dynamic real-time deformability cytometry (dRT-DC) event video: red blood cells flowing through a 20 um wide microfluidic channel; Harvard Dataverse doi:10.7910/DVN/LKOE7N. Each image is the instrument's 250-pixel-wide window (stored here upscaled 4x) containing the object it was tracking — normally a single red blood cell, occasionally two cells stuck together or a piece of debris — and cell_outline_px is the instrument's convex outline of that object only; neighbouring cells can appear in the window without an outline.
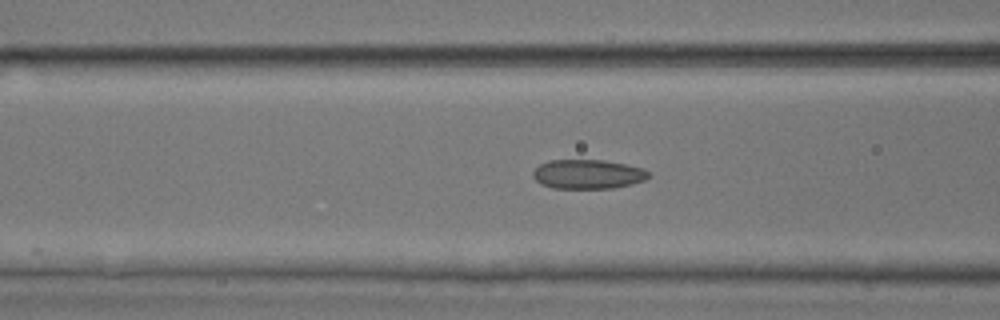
{"species": "common noctule bat (a hibernating species)", "species_latin": "Nyctalus noctula", "temperature_condition": "room temperature", "stored_images_in_passage": 27, "camera_frame_rate_fps": 3000, "um_per_image_px": 0.085, "animal": {"sex": "male", "body_mass_g": 17.9, "forearm_length_mm": 54.2}, "frame": {"image": 1, "passage_image": 22, "time_ms": 7.0, "image_size_px": [1000, 320], "cell_outline_px": [[652, 176], [644, 180], [632, 184], [612, 188], [552, 188], [540, 184], [532, 176], [532, 172], [540, 164], [548, 160], [604, 160], [644, 168]], "centroid_in_image_um": [49.96, 14.8], "position_along_channel_um": 116.6, "area_um2": 19.83}}